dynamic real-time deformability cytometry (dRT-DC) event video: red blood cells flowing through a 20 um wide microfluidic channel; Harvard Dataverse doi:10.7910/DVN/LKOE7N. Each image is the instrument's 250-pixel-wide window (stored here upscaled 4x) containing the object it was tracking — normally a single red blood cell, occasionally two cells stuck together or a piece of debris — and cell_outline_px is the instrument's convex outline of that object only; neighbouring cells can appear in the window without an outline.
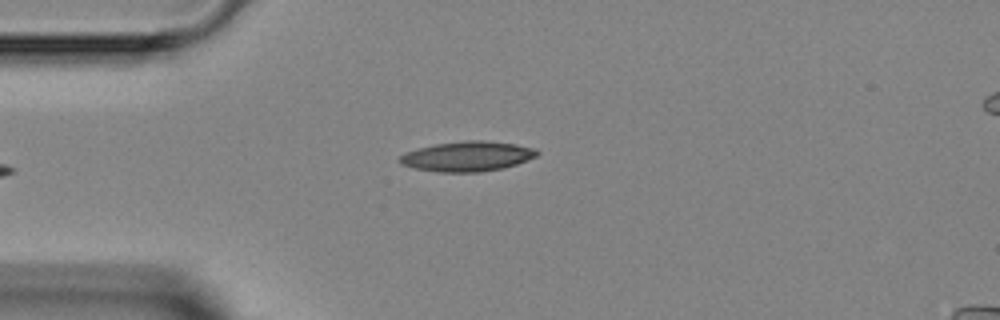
{"species": "Egyptian fruit bat (a non-hibernating species)", "species_latin": "Rousettus aegyptiacus", "temperature_condition": "room temperature", "stored_images_in_passage": 3, "camera_frame_rate_fps": 3000, "um_per_image_px": 0.085, "animal": {"sex": "female"}, "frame": {"image": 1, "passage_image": 3, "time_ms": 2.0, "image_size_px": [1000, 320], "cell_outline_px": [[540, 152], [536, 156], [528, 160], [504, 168], [480, 172], [440, 172], [416, 168], [400, 164], [400, 156], [404, 152], [416, 148], [436, 144], [464, 140], [484, 140], [516, 144], [536, 148]], "centroid_in_image_um": [39.74, 13.28], "position_along_channel_um": 45.3, "area_um2": 24.1}}